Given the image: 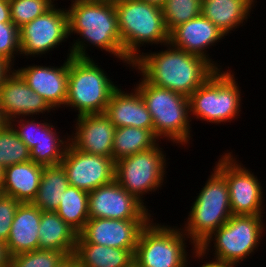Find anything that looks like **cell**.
<instances>
[{"mask_svg":"<svg viewBox=\"0 0 266 267\" xmlns=\"http://www.w3.org/2000/svg\"><path fill=\"white\" fill-rule=\"evenodd\" d=\"M55 3V0H9L11 21L21 28L44 14Z\"/></svg>","mask_w":266,"mask_h":267,"instance_id":"1f68e13d","label":"cell"},{"mask_svg":"<svg viewBox=\"0 0 266 267\" xmlns=\"http://www.w3.org/2000/svg\"><path fill=\"white\" fill-rule=\"evenodd\" d=\"M2 194H3V193H2V189L0 188V197H1Z\"/></svg>","mask_w":266,"mask_h":267,"instance_id":"f6af8a7d","label":"cell"},{"mask_svg":"<svg viewBox=\"0 0 266 267\" xmlns=\"http://www.w3.org/2000/svg\"><path fill=\"white\" fill-rule=\"evenodd\" d=\"M38 116L18 117L9 121V124L18 134V137L27 145L33 148L41 139V131L50 123V119L40 120ZM37 118V120H36ZM43 121V122H42Z\"/></svg>","mask_w":266,"mask_h":267,"instance_id":"e575fe53","label":"cell"},{"mask_svg":"<svg viewBox=\"0 0 266 267\" xmlns=\"http://www.w3.org/2000/svg\"><path fill=\"white\" fill-rule=\"evenodd\" d=\"M89 218L151 220L152 210L116 180L88 193Z\"/></svg>","mask_w":266,"mask_h":267,"instance_id":"4fadbf2b","label":"cell"},{"mask_svg":"<svg viewBox=\"0 0 266 267\" xmlns=\"http://www.w3.org/2000/svg\"><path fill=\"white\" fill-rule=\"evenodd\" d=\"M118 28L124 49V65L129 67L144 47L169 43L162 7L142 0H114ZM163 45V46H162Z\"/></svg>","mask_w":266,"mask_h":267,"instance_id":"277c9868","label":"cell"},{"mask_svg":"<svg viewBox=\"0 0 266 267\" xmlns=\"http://www.w3.org/2000/svg\"><path fill=\"white\" fill-rule=\"evenodd\" d=\"M135 84L151 114L155 136L180 147L193 144L189 97L154 86L142 76Z\"/></svg>","mask_w":266,"mask_h":267,"instance_id":"5b68a950","label":"cell"},{"mask_svg":"<svg viewBox=\"0 0 266 267\" xmlns=\"http://www.w3.org/2000/svg\"><path fill=\"white\" fill-rule=\"evenodd\" d=\"M31 161L30 149L8 123L0 130V165L5 168Z\"/></svg>","mask_w":266,"mask_h":267,"instance_id":"f546056e","label":"cell"},{"mask_svg":"<svg viewBox=\"0 0 266 267\" xmlns=\"http://www.w3.org/2000/svg\"><path fill=\"white\" fill-rule=\"evenodd\" d=\"M0 106L8 122L18 117L43 116L54 112L48 102L34 92L14 69L0 86Z\"/></svg>","mask_w":266,"mask_h":267,"instance_id":"ac0fdd59","label":"cell"},{"mask_svg":"<svg viewBox=\"0 0 266 267\" xmlns=\"http://www.w3.org/2000/svg\"><path fill=\"white\" fill-rule=\"evenodd\" d=\"M15 56L21 57L19 28L13 22H0V58L13 67Z\"/></svg>","mask_w":266,"mask_h":267,"instance_id":"836d02e7","label":"cell"},{"mask_svg":"<svg viewBox=\"0 0 266 267\" xmlns=\"http://www.w3.org/2000/svg\"><path fill=\"white\" fill-rule=\"evenodd\" d=\"M43 169L44 166L32 160L5 167L2 193L20 203H32L39 189Z\"/></svg>","mask_w":266,"mask_h":267,"instance_id":"7402d4cb","label":"cell"},{"mask_svg":"<svg viewBox=\"0 0 266 267\" xmlns=\"http://www.w3.org/2000/svg\"><path fill=\"white\" fill-rule=\"evenodd\" d=\"M20 202L4 194L0 197V241L6 243Z\"/></svg>","mask_w":266,"mask_h":267,"instance_id":"d590c367","label":"cell"},{"mask_svg":"<svg viewBox=\"0 0 266 267\" xmlns=\"http://www.w3.org/2000/svg\"><path fill=\"white\" fill-rule=\"evenodd\" d=\"M60 164L70 185L88 193L115 180V161L112 158L82 152L70 142Z\"/></svg>","mask_w":266,"mask_h":267,"instance_id":"5bb4252c","label":"cell"},{"mask_svg":"<svg viewBox=\"0 0 266 267\" xmlns=\"http://www.w3.org/2000/svg\"><path fill=\"white\" fill-rule=\"evenodd\" d=\"M67 8L71 42L67 57L90 58L89 47L105 51L124 63L114 0H71Z\"/></svg>","mask_w":266,"mask_h":267,"instance_id":"6da1fadb","label":"cell"},{"mask_svg":"<svg viewBox=\"0 0 266 267\" xmlns=\"http://www.w3.org/2000/svg\"><path fill=\"white\" fill-rule=\"evenodd\" d=\"M10 256L7 252L5 243L0 241V267H9Z\"/></svg>","mask_w":266,"mask_h":267,"instance_id":"74e56055","label":"cell"},{"mask_svg":"<svg viewBox=\"0 0 266 267\" xmlns=\"http://www.w3.org/2000/svg\"><path fill=\"white\" fill-rule=\"evenodd\" d=\"M218 156L214 168L226 179L232 215H263L264 187L233 151Z\"/></svg>","mask_w":266,"mask_h":267,"instance_id":"8fae6325","label":"cell"},{"mask_svg":"<svg viewBox=\"0 0 266 267\" xmlns=\"http://www.w3.org/2000/svg\"><path fill=\"white\" fill-rule=\"evenodd\" d=\"M142 1H146L148 3L155 4V5L162 7L166 0H142Z\"/></svg>","mask_w":266,"mask_h":267,"instance_id":"7bdbcfd3","label":"cell"},{"mask_svg":"<svg viewBox=\"0 0 266 267\" xmlns=\"http://www.w3.org/2000/svg\"><path fill=\"white\" fill-rule=\"evenodd\" d=\"M212 170L196 199H193L184 225L180 224L183 233L196 248L232 216L227 181L215 168Z\"/></svg>","mask_w":266,"mask_h":267,"instance_id":"52a82bcc","label":"cell"},{"mask_svg":"<svg viewBox=\"0 0 266 267\" xmlns=\"http://www.w3.org/2000/svg\"><path fill=\"white\" fill-rule=\"evenodd\" d=\"M13 68L14 67L8 62L0 58V86L2 85L4 78L13 70Z\"/></svg>","mask_w":266,"mask_h":267,"instance_id":"f35d334b","label":"cell"},{"mask_svg":"<svg viewBox=\"0 0 266 267\" xmlns=\"http://www.w3.org/2000/svg\"><path fill=\"white\" fill-rule=\"evenodd\" d=\"M58 127L51 122L41 131V139L30 149L31 160L42 166L59 165L64 157L69 134L59 132ZM63 133V136L61 135ZM60 134V135H59Z\"/></svg>","mask_w":266,"mask_h":267,"instance_id":"4316f807","label":"cell"},{"mask_svg":"<svg viewBox=\"0 0 266 267\" xmlns=\"http://www.w3.org/2000/svg\"><path fill=\"white\" fill-rule=\"evenodd\" d=\"M225 67L228 69L214 72L189 96L191 120L221 125L241 117L242 90L234 71Z\"/></svg>","mask_w":266,"mask_h":267,"instance_id":"ba28073f","label":"cell"},{"mask_svg":"<svg viewBox=\"0 0 266 267\" xmlns=\"http://www.w3.org/2000/svg\"><path fill=\"white\" fill-rule=\"evenodd\" d=\"M38 234L39 249L74 254L78 233L56 212L42 211Z\"/></svg>","mask_w":266,"mask_h":267,"instance_id":"cb8c5ba5","label":"cell"},{"mask_svg":"<svg viewBox=\"0 0 266 267\" xmlns=\"http://www.w3.org/2000/svg\"><path fill=\"white\" fill-rule=\"evenodd\" d=\"M263 217L264 215H232L197 248L192 256L193 261L208 260L212 252L211 261L230 266L237 267L247 258L249 260L251 255L259 251L257 249L266 234Z\"/></svg>","mask_w":266,"mask_h":267,"instance_id":"3957f363","label":"cell"},{"mask_svg":"<svg viewBox=\"0 0 266 267\" xmlns=\"http://www.w3.org/2000/svg\"><path fill=\"white\" fill-rule=\"evenodd\" d=\"M159 143L162 142H158L148 150L115 162V180L146 207L148 206L144 197L147 194L156 193L166 184L164 181H166V173H168L166 170L169 166L167 165L169 159L166 158L167 154Z\"/></svg>","mask_w":266,"mask_h":267,"instance_id":"30bf717a","label":"cell"},{"mask_svg":"<svg viewBox=\"0 0 266 267\" xmlns=\"http://www.w3.org/2000/svg\"><path fill=\"white\" fill-rule=\"evenodd\" d=\"M255 3L257 0H208L202 2L201 14L228 36L247 23Z\"/></svg>","mask_w":266,"mask_h":267,"instance_id":"603a6c76","label":"cell"},{"mask_svg":"<svg viewBox=\"0 0 266 267\" xmlns=\"http://www.w3.org/2000/svg\"><path fill=\"white\" fill-rule=\"evenodd\" d=\"M65 256L60 251L36 249L10 257L9 267H56Z\"/></svg>","mask_w":266,"mask_h":267,"instance_id":"d6a6232c","label":"cell"},{"mask_svg":"<svg viewBox=\"0 0 266 267\" xmlns=\"http://www.w3.org/2000/svg\"><path fill=\"white\" fill-rule=\"evenodd\" d=\"M4 184V168L0 165V188L2 189Z\"/></svg>","mask_w":266,"mask_h":267,"instance_id":"ee69618b","label":"cell"},{"mask_svg":"<svg viewBox=\"0 0 266 267\" xmlns=\"http://www.w3.org/2000/svg\"><path fill=\"white\" fill-rule=\"evenodd\" d=\"M150 220L89 218L76 243H95L135 253L141 230Z\"/></svg>","mask_w":266,"mask_h":267,"instance_id":"9a60e30c","label":"cell"},{"mask_svg":"<svg viewBox=\"0 0 266 267\" xmlns=\"http://www.w3.org/2000/svg\"><path fill=\"white\" fill-rule=\"evenodd\" d=\"M9 122L7 121V119L5 118L3 112H2V108L0 106V130L3 129Z\"/></svg>","mask_w":266,"mask_h":267,"instance_id":"b9f144b4","label":"cell"},{"mask_svg":"<svg viewBox=\"0 0 266 267\" xmlns=\"http://www.w3.org/2000/svg\"><path fill=\"white\" fill-rule=\"evenodd\" d=\"M66 171L61 164L44 166L37 195L32 202L42 211H56L63 192L69 187Z\"/></svg>","mask_w":266,"mask_h":267,"instance_id":"484cf974","label":"cell"},{"mask_svg":"<svg viewBox=\"0 0 266 267\" xmlns=\"http://www.w3.org/2000/svg\"><path fill=\"white\" fill-rule=\"evenodd\" d=\"M74 255L81 267H134V254L128 249L76 243Z\"/></svg>","mask_w":266,"mask_h":267,"instance_id":"d4e9b609","label":"cell"},{"mask_svg":"<svg viewBox=\"0 0 266 267\" xmlns=\"http://www.w3.org/2000/svg\"><path fill=\"white\" fill-rule=\"evenodd\" d=\"M0 22H12L9 0H0Z\"/></svg>","mask_w":266,"mask_h":267,"instance_id":"8d00e7d4","label":"cell"},{"mask_svg":"<svg viewBox=\"0 0 266 267\" xmlns=\"http://www.w3.org/2000/svg\"><path fill=\"white\" fill-rule=\"evenodd\" d=\"M200 0H166L162 12L167 30L170 32L176 26L201 15Z\"/></svg>","mask_w":266,"mask_h":267,"instance_id":"4dcf8cb0","label":"cell"},{"mask_svg":"<svg viewBox=\"0 0 266 267\" xmlns=\"http://www.w3.org/2000/svg\"><path fill=\"white\" fill-rule=\"evenodd\" d=\"M78 265L74 254L66 255L56 267H76Z\"/></svg>","mask_w":266,"mask_h":267,"instance_id":"ab89813d","label":"cell"},{"mask_svg":"<svg viewBox=\"0 0 266 267\" xmlns=\"http://www.w3.org/2000/svg\"><path fill=\"white\" fill-rule=\"evenodd\" d=\"M42 210L32 203H20L16 209L5 246L10 257L39 249Z\"/></svg>","mask_w":266,"mask_h":267,"instance_id":"44dd1931","label":"cell"},{"mask_svg":"<svg viewBox=\"0 0 266 267\" xmlns=\"http://www.w3.org/2000/svg\"><path fill=\"white\" fill-rule=\"evenodd\" d=\"M57 5L19 28L22 58L48 55L70 38L66 5L65 8H58Z\"/></svg>","mask_w":266,"mask_h":267,"instance_id":"7c38bea8","label":"cell"},{"mask_svg":"<svg viewBox=\"0 0 266 267\" xmlns=\"http://www.w3.org/2000/svg\"><path fill=\"white\" fill-rule=\"evenodd\" d=\"M61 66L30 64L13 68L27 85L55 110L63 108L67 99L68 57ZM63 106V107H62Z\"/></svg>","mask_w":266,"mask_h":267,"instance_id":"e0dca14e","label":"cell"},{"mask_svg":"<svg viewBox=\"0 0 266 267\" xmlns=\"http://www.w3.org/2000/svg\"><path fill=\"white\" fill-rule=\"evenodd\" d=\"M119 87L112 93L104 112L110 122L116 128L129 126L154 132L151 114L139 91L132 87L129 93Z\"/></svg>","mask_w":266,"mask_h":267,"instance_id":"ffe728a7","label":"cell"},{"mask_svg":"<svg viewBox=\"0 0 266 267\" xmlns=\"http://www.w3.org/2000/svg\"><path fill=\"white\" fill-rule=\"evenodd\" d=\"M93 59L94 56L68 57V88L64 107L76 111V117L104 113L112 93L119 86Z\"/></svg>","mask_w":266,"mask_h":267,"instance_id":"8992f818","label":"cell"},{"mask_svg":"<svg viewBox=\"0 0 266 267\" xmlns=\"http://www.w3.org/2000/svg\"><path fill=\"white\" fill-rule=\"evenodd\" d=\"M153 218L140 232L134 253V267L192 266L190 261L197 248L182 229L167 223H156V218ZM186 244L193 246L191 254L187 252Z\"/></svg>","mask_w":266,"mask_h":267,"instance_id":"9c48e42d","label":"cell"},{"mask_svg":"<svg viewBox=\"0 0 266 267\" xmlns=\"http://www.w3.org/2000/svg\"><path fill=\"white\" fill-rule=\"evenodd\" d=\"M73 122L76 123L73 125L69 140L76 149L112 158L116 127L105 113L81 115Z\"/></svg>","mask_w":266,"mask_h":267,"instance_id":"d6986e66","label":"cell"},{"mask_svg":"<svg viewBox=\"0 0 266 267\" xmlns=\"http://www.w3.org/2000/svg\"><path fill=\"white\" fill-rule=\"evenodd\" d=\"M55 212L79 233L89 220L88 192L69 185Z\"/></svg>","mask_w":266,"mask_h":267,"instance_id":"f1b7e54d","label":"cell"},{"mask_svg":"<svg viewBox=\"0 0 266 267\" xmlns=\"http://www.w3.org/2000/svg\"><path fill=\"white\" fill-rule=\"evenodd\" d=\"M225 36L216 25L201 14L173 28L169 32V43L183 51L204 57L217 70H223L220 61H213L208 51L210 47L225 39Z\"/></svg>","mask_w":266,"mask_h":267,"instance_id":"2e32d148","label":"cell"},{"mask_svg":"<svg viewBox=\"0 0 266 267\" xmlns=\"http://www.w3.org/2000/svg\"><path fill=\"white\" fill-rule=\"evenodd\" d=\"M203 264H201L200 266L198 267H236V266H230V265H227V264H223V263H217V262H213L210 260L209 258V261L204 260V262H202Z\"/></svg>","mask_w":266,"mask_h":267,"instance_id":"60d3db41","label":"cell"},{"mask_svg":"<svg viewBox=\"0 0 266 267\" xmlns=\"http://www.w3.org/2000/svg\"><path fill=\"white\" fill-rule=\"evenodd\" d=\"M159 140L152 130L137 127L116 128L113 139V156L116 162L121 158L148 150L154 147Z\"/></svg>","mask_w":266,"mask_h":267,"instance_id":"83f0119b","label":"cell"},{"mask_svg":"<svg viewBox=\"0 0 266 267\" xmlns=\"http://www.w3.org/2000/svg\"><path fill=\"white\" fill-rule=\"evenodd\" d=\"M164 46L161 51L142 52L132 63L131 71H136L154 86L186 97L217 71L204 57L183 51L170 43Z\"/></svg>","mask_w":266,"mask_h":267,"instance_id":"7a4b0ae2","label":"cell"}]
</instances>
